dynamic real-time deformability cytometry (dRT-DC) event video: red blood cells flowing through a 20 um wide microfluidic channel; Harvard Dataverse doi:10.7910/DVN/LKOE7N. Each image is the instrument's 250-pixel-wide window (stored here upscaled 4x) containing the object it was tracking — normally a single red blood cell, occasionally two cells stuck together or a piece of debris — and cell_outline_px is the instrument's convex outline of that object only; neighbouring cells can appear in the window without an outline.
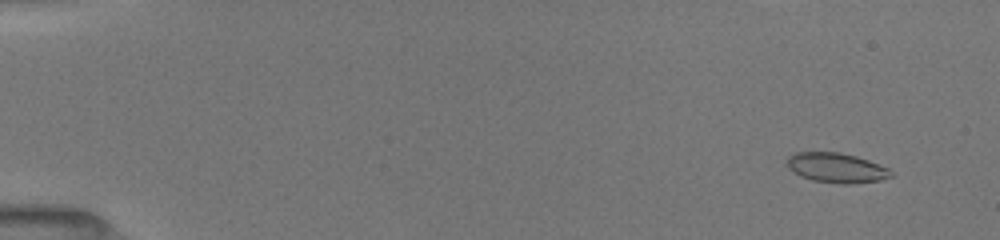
{"species": "common noctule bat (a hibernating species)", "species_latin": "Nyctalus noctula", "temperature_condition": "room temperature", "stored_images_in_passage": 45, "camera_frame_rate_fps": 3000, "um_per_image_px": 0.085, "animal": {"sex": "female", "body_mass_g": 19.5, "forearm_length_mm": 54.1}, "frame": {"image": 1, "passage_image": 4, "time_ms": 1.0, "image_size_px": [1000, 240], "cell_outline_px": [[896, 176], [880, 180], [852, 184], [844, 184], [812, 180], [800, 176], [792, 172], [784, 164], [788, 156], [796, 152], [840, 152], [856, 156], [868, 160], [888, 168]], "centroid_in_image_um": [71.07, 14.26], "position_along_channel_um": 13.9, "area_um2": 18.32}}
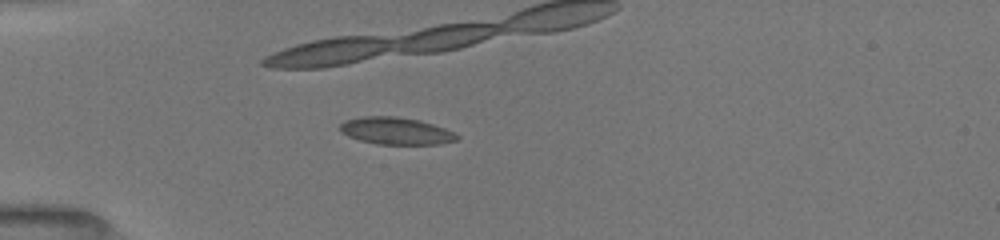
{"frame": {"image": 2, "passage_image": 16, "time_ms": 5.0, "image_size_px": [1000, 240], "cell_outline_px": [[460, 136], [456, 140], [440, 144], [376, 144], [360, 140], [348, 136], [340, 132], [340, 124], [344, 120], [364, 116], [396, 116], [420, 120], [444, 128]], "centroid_in_image_um": [33.63, 11.12], "position_along_channel_um": 51.4, "area_um2": 18.5}, "authors_computed_cell_mechanics": {"area_um2": 18.3226, "velocity_mm_per_s": 4.0168, "shape_relaxation_time_tau1_ms": 3.9124, "shape_relaxation_time_tau2_ms": 1.2497, "deformation_change_tau1": 0.1423, "deformation_change_tau2": 0.0499}}